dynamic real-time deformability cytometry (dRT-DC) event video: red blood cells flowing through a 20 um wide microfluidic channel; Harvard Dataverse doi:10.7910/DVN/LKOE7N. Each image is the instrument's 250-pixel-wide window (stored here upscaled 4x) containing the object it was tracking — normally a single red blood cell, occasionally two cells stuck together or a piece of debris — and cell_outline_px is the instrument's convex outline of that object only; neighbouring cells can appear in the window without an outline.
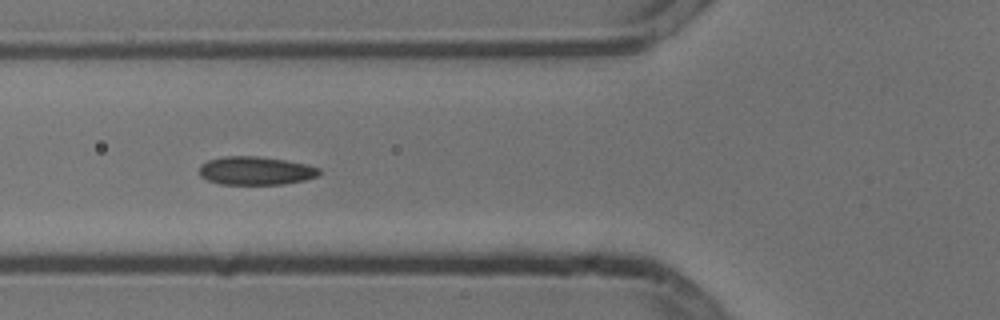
{"species": "common noctule bat (a hibernating species)", "species_latin": "Nyctalus noctula", "temperature_condition": "cold", "stored_images_in_passage": 19, "camera_frame_rate_fps": 3000, "um_per_image_px": 0.085, "animal": {"sex": "male", "body_mass_g": 13.3}, "frame": {"image": 1, "passage_image": 6, "time_ms": 1.667, "image_size_px": [1000, 320], "cell_outline_px": [[320, 172], [316, 176], [304, 180], [284, 184], [220, 184], [208, 180], [200, 176], [200, 164], [208, 160], [224, 156], [256, 156], [284, 160], [304, 164], [320, 168]], "centroid_in_image_um": [21.7, 14.51], "position_along_channel_um": 104.1, "area_um2": 19.65}}
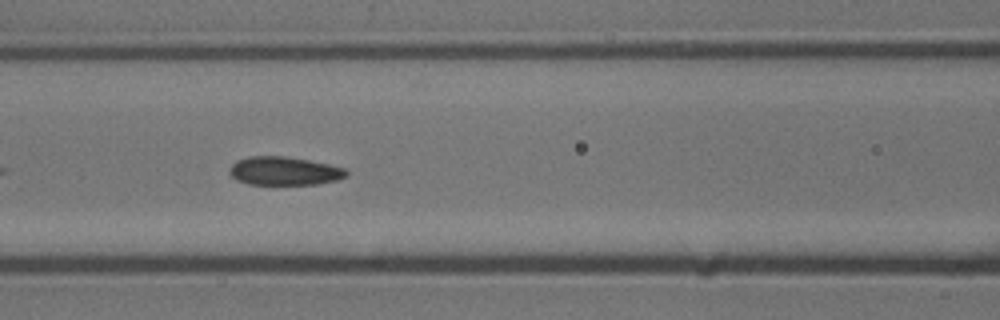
{"frame": {"image": 2, "passage_image": 9, "time_ms": 2.667, "image_size_px": [1000, 320], "cell_outline_px": [[348, 176], [336, 180], [316, 184], [248, 184], [236, 180], [228, 172], [232, 164], [236, 160], [248, 156], [284, 156], [308, 160], [348, 168]], "centroid_in_image_um": [24.16, 14.53], "position_along_channel_um": 142.4, "area_um2": 19.48}}